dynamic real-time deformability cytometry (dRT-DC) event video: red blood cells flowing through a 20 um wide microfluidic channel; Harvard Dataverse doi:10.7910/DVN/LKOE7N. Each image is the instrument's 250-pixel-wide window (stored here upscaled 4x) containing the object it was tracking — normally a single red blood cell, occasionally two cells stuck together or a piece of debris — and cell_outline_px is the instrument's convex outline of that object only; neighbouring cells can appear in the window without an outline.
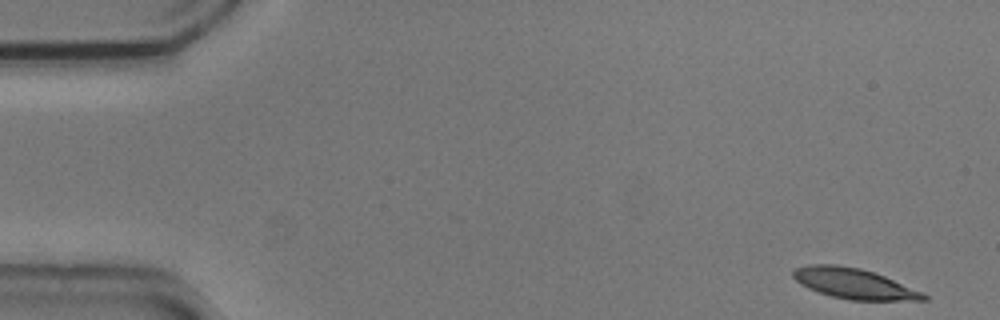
{"species": "common noctule bat (a hibernating species)", "species_latin": "Nyctalus noctula", "temperature_condition": "cold", "stored_images_in_passage": 54, "camera_frame_rate_fps": 3000, "um_per_image_px": 0.085, "animal": {"sex": "male", "body_mass_g": 20.5, "forearm_length_mm": 52.5}, "frame": {"image": 1, "passage_image": 1, "time_ms": 0.0, "image_size_px": [1000, 320], "cell_outline_px": [[928, 300], [848, 300], [832, 296], [808, 288], [800, 284], [792, 276], [792, 272], [796, 268], [808, 264], [836, 264], [860, 268], [884, 276], [920, 292], [928, 296]], "centroid_in_image_um": [72.53, 24.09], "position_along_channel_um": 12.5, "area_um2": 22.77}}
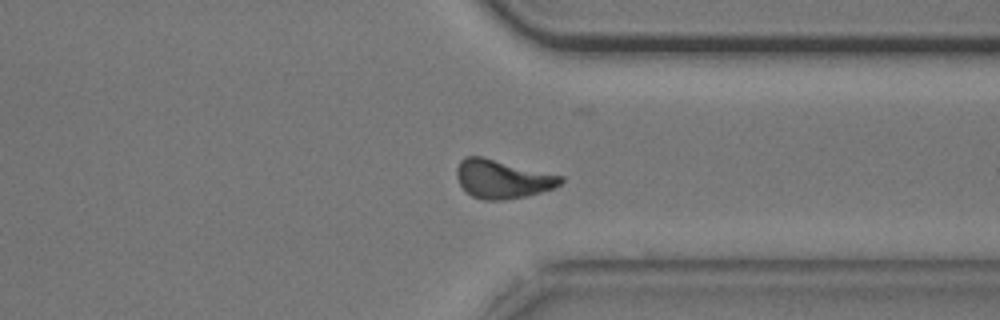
{"frame": {"image": 2, "passage_image": 40, "time_ms": 13.0, "image_size_px": [1000, 320], "cell_outline_px": [[564, 180], [560, 184], [552, 188], [528, 196], [504, 200], [484, 200], [472, 196], [460, 184], [456, 176], [456, 168], [460, 160], [464, 156], [480, 156], [564, 176]], "centroid_in_image_um": [42.69, 15.21], "position_along_channel_um": 368.7, "area_um2": 23.29}}
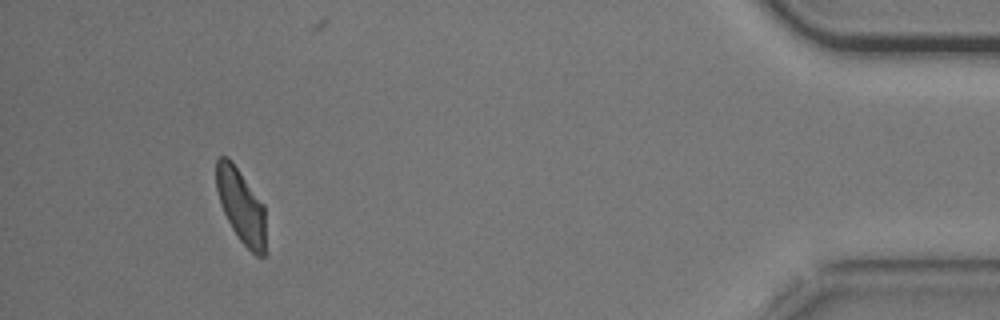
{"frame": {"image": 3, "passage_image": 49, "time_ms": 16.0, "image_size_px": [1000, 320], "cell_outline_px": [[268, 252], [264, 256], [256, 256], [240, 240], [232, 228], [220, 204], [216, 188], [216, 160], [220, 156], [228, 156], [232, 160], [264, 204]], "centroid_in_image_um": [20.54, 17.53], "position_along_channel_um": 414.7, "area_um2": 21.91}, "authors_computed_cell_mechanics": {"area_um2": 23.2934, "velocity_mm_per_s": 3.6921, "shape_relaxation_time_tau1_ms": 2.8395, "shape_relaxation_time_tau2_ms": 5.2335, "deformation_change_tau1": 0.122, "deformation_change_tau2": 0.1083}}